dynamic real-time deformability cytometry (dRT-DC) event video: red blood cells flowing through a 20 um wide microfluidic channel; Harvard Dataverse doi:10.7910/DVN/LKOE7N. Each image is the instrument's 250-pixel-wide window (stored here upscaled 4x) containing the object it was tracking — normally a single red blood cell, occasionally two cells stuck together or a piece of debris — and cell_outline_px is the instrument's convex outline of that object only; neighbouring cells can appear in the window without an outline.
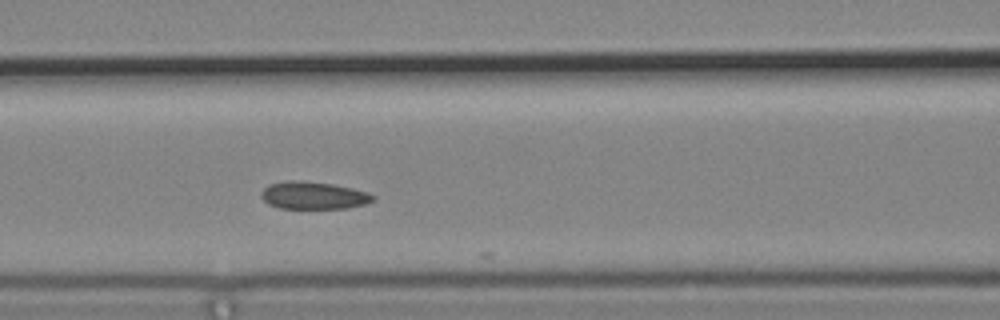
{"species": "common noctule bat (a hibernating species)", "species_latin": "Nyctalus noctula", "temperature_condition": "cold", "stored_images_in_passage": 3, "camera_frame_rate_fps": 3000, "um_per_image_px": 0.085, "animal": {"sex": "male", "body_mass_g": 19.2, "forearm_length_mm": 51.8}, "frame": {"image": 1, "passage_image": 3, "time_ms": 0.667, "image_size_px": [1000, 320], "cell_outline_px": [[376, 196], [372, 200], [364, 204], [344, 208], [280, 208], [268, 204], [260, 196], [260, 192], [268, 184], [288, 180], [304, 180], [332, 184], [352, 188], [368, 192]], "centroid_in_image_um": [26.6, 16.59], "position_along_channel_um": 140.0, "area_um2": 17.92}}